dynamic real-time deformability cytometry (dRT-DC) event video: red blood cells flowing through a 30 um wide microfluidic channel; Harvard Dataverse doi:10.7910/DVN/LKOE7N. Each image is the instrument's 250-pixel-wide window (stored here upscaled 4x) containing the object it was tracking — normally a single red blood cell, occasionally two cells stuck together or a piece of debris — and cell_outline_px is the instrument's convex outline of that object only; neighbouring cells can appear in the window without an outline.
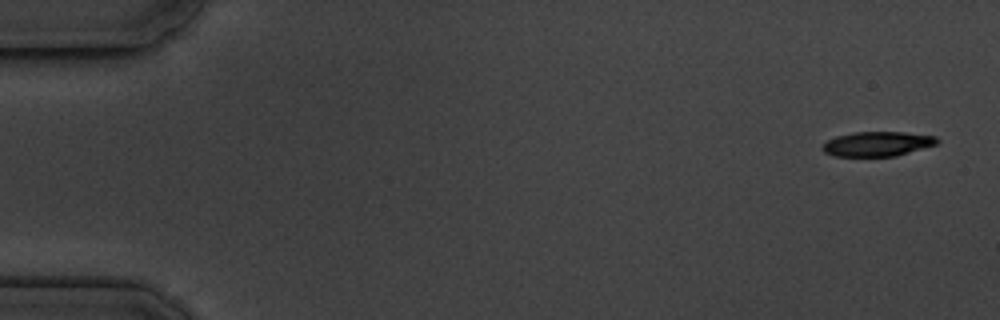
{"species": "common noctule bat (a hibernating species)", "species_latin": "Nyctalus noctula", "temperature_condition": "cold", "stored_images_in_passage": 17, "camera_frame_rate_fps": 3000, "um_per_image_px": 0.085, "animal": {"sex": "male", "body_mass_g": 19.5, "forearm_length_mm": 54.6}, "frame": {"image": 1, "passage_image": 1, "time_ms": 0.0, "image_size_px": [1000, 320], "cell_outline_px": [[940, 140], [936, 144], [896, 156], [832, 156], [824, 152], [820, 148], [828, 140], [836, 136], [852, 132], [904, 132], [936, 136]], "centroid_in_image_um": [74.56, 12.23], "position_along_channel_um": 10.4, "area_um2": 16.47}}
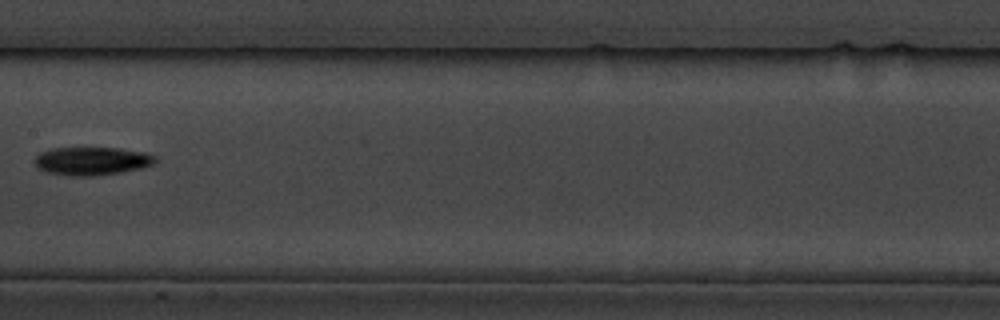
{"frame": {"image": 2, "passage_image": 9, "time_ms": 9.0, "image_size_px": [1000, 320], "cell_outline_px": [[156, 160], [152, 164], [140, 168], [120, 172], [92, 176], [68, 176], [48, 172], [40, 168], [32, 160], [40, 152], [52, 148], [120, 148], [144, 152], [156, 156]], "centroid_in_image_um": [7.79, 13.68], "position_along_channel_um": 199.6, "area_um2": 19.71}}
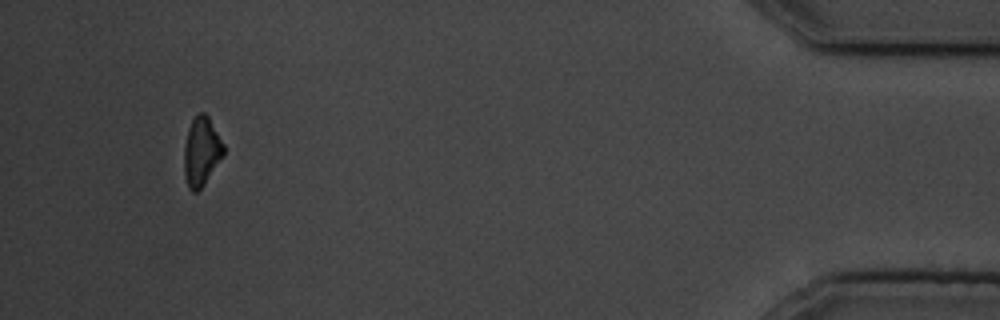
{"frame": {"image": 3, "passage_image": 16, "time_ms": 17.0, "image_size_px": [1000, 320], "cell_outline_px": [[224, 156], [204, 184], [196, 192], [192, 192], [188, 188], [184, 176], [184, 144], [188, 128], [192, 120], [200, 112], [204, 112], [208, 116], [224, 144]], "centroid_in_image_um": [17.12, 12.89], "position_along_channel_um": 418.1, "area_um2": 15.95}, "authors_computed_cell_mechanics": {"area_um2": 18.0336, "velocity_mm_per_s": 3.5792, "shape_relaxation_time_tau1_ms": 1.5729, "shape_relaxation_time_tau2_ms": null, "deformation_change_tau1": 0.0719, "deformation_change_tau2": null}}